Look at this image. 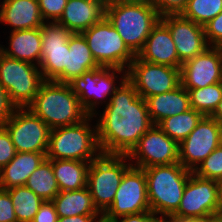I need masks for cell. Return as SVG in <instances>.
<instances>
[{"instance_id": "f6af8a7d", "label": "cell", "mask_w": 222, "mask_h": 222, "mask_svg": "<svg viewBox=\"0 0 222 222\" xmlns=\"http://www.w3.org/2000/svg\"><path fill=\"white\" fill-rule=\"evenodd\" d=\"M203 222H222V211L219 214L204 218Z\"/></svg>"}, {"instance_id": "277c9868", "label": "cell", "mask_w": 222, "mask_h": 222, "mask_svg": "<svg viewBox=\"0 0 222 222\" xmlns=\"http://www.w3.org/2000/svg\"><path fill=\"white\" fill-rule=\"evenodd\" d=\"M92 119L93 116H87L80 123L51 129L46 159L86 162L96 159L101 151L97 141V125L93 127L89 123Z\"/></svg>"}, {"instance_id": "bcb514c9", "label": "cell", "mask_w": 222, "mask_h": 222, "mask_svg": "<svg viewBox=\"0 0 222 222\" xmlns=\"http://www.w3.org/2000/svg\"><path fill=\"white\" fill-rule=\"evenodd\" d=\"M86 1L97 3L98 5H101L104 9H106L108 5L111 3L110 0H86Z\"/></svg>"}, {"instance_id": "ac0fdd59", "label": "cell", "mask_w": 222, "mask_h": 222, "mask_svg": "<svg viewBox=\"0 0 222 222\" xmlns=\"http://www.w3.org/2000/svg\"><path fill=\"white\" fill-rule=\"evenodd\" d=\"M160 20L169 28L182 63L203 53L209 47L205 38L204 26L181 14L163 15Z\"/></svg>"}, {"instance_id": "484cf974", "label": "cell", "mask_w": 222, "mask_h": 222, "mask_svg": "<svg viewBox=\"0 0 222 222\" xmlns=\"http://www.w3.org/2000/svg\"><path fill=\"white\" fill-rule=\"evenodd\" d=\"M52 202L58 217L102 215L95 207L88 187L80 190L61 191Z\"/></svg>"}, {"instance_id": "ffe728a7", "label": "cell", "mask_w": 222, "mask_h": 222, "mask_svg": "<svg viewBox=\"0 0 222 222\" xmlns=\"http://www.w3.org/2000/svg\"><path fill=\"white\" fill-rule=\"evenodd\" d=\"M0 22L16 31L40 28L45 21L38 0H3L0 5Z\"/></svg>"}, {"instance_id": "8fae6325", "label": "cell", "mask_w": 222, "mask_h": 222, "mask_svg": "<svg viewBox=\"0 0 222 222\" xmlns=\"http://www.w3.org/2000/svg\"><path fill=\"white\" fill-rule=\"evenodd\" d=\"M127 79L144 100L172 91L181 84L180 68L150 63L137 56L127 69Z\"/></svg>"}, {"instance_id": "f1b7e54d", "label": "cell", "mask_w": 222, "mask_h": 222, "mask_svg": "<svg viewBox=\"0 0 222 222\" xmlns=\"http://www.w3.org/2000/svg\"><path fill=\"white\" fill-rule=\"evenodd\" d=\"M25 186L44 201H52L60 192L54 176L52 163L48 159H45L32 175L29 176Z\"/></svg>"}, {"instance_id": "8992f818", "label": "cell", "mask_w": 222, "mask_h": 222, "mask_svg": "<svg viewBox=\"0 0 222 222\" xmlns=\"http://www.w3.org/2000/svg\"><path fill=\"white\" fill-rule=\"evenodd\" d=\"M127 155L100 154L90 162L87 187L97 210L103 215L112 205L124 173L132 166Z\"/></svg>"}, {"instance_id": "7a4b0ae2", "label": "cell", "mask_w": 222, "mask_h": 222, "mask_svg": "<svg viewBox=\"0 0 222 222\" xmlns=\"http://www.w3.org/2000/svg\"><path fill=\"white\" fill-rule=\"evenodd\" d=\"M50 129L73 125L88 115L69 83L45 80L34 100L26 107Z\"/></svg>"}, {"instance_id": "2e32d148", "label": "cell", "mask_w": 222, "mask_h": 222, "mask_svg": "<svg viewBox=\"0 0 222 222\" xmlns=\"http://www.w3.org/2000/svg\"><path fill=\"white\" fill-rule=\"evenodd\" d=\"M71 34L72 32L57 22L43 23L39 69L44 80H54L67 66V42Z\"/></svg>"}, {"instance_id": "5b68a950", "label": "cell", "mask_w": 222, "mask_h": 222, "mask_svg": "<svg viewBox=\"0 0 222 222\" xmlns=\"http://www.w3.org/2000/svg\"><path fill=\"white\" fill-rule=\"evenodd\" d=\"M105 17L135 55L143 48L152 28L161 18L153 5L117 1H112L105 9Z\"/></svg>"}, {"instance_id": "d6986e66", "label": "cell", "mask_w": 222, "mask_h": 222, "mask_svg": "<svg viewBox=\"0 0 222 222\" xmlns=\"http://www.w3.org/2000/svg\"><path fill=\"white\" fill-rule=\"evenodd\" d=\"M136 56L143 61L175 68H181L182 65L171 32L161 20L152 28Z\"/></svg>"}, {"instance_id": "d590c367", "label": "cell", "mask_w": 222, "mask_h": 222, "mask_svg": "<svg viewBox=\"0 0 222 222\" xmlns=\"http://www.w3.org/2000/svg\"><path fill=\"white\" fill-rule=\"evenodd\" d=\"M10 134L4 126L0 127V170L16 155Z\"/></svg>"}, {"instance_id": "6da1fadb", "label": "cell", "mask_w": 222, "mask_h": 222, "mask_svg": "<svg viewBox=\"0 0 222 222\" xmlns=\"http://www.w3.org/2000/svg\"><path fill=\"white\" fill-rule=\"evenodd\" d=\"M121 78L96 123L102 154L127 155L153 126L145 100L138 95L127 75Z\"/></svg>"}, {"instance_id": "7402d4cb", "label": "cell", "mask_w": 222, "mask_h": 222, "mask_svg": "<svg viewBox=\"0 0 222 222\" xmlns=\"http://www.w3.org/2000/svg\"><path fill=\"white\" fill-rule=\"evenodd\" d=\"M105 17V9L86 0H68L57 21L72 33H82Z\"/></svg>"}, {"instance_id": "8d00e7d4", "label": "cell", "mask_w": 222, "mask_h": 222, "mask_svg": "<svg viewBox=\"0 0 222 222\" xmlns=\"http://www.w3.org/2000/svg\"><path fill=\"white\" fill-rule=\"evenodd\" d=\"M188 0H153L152 5L160 16L181 14L186 8Z\"/></svg>"}, {"instance_id": "d4e9b609", "label": "cell", "mask_w": 222, "mask_h": 222, "mask_svg": "<svg viewBox=\"0 0 222 222\" xmlns=\"http://www.w3.org/2000/svg\"><path fill=\"white\" fill-rule=\"evenodd\" d=\"M47 153L17 152L0 170V188L9 190L24 186L29 176L44 162Z\"/></svg>"}, {"instance_id": "f546056e", "label": "cell", "mask_w": 222, "mask_h": 222, "mask_svg": "<svg viewBox=\"0 0 222 222\" xmlns=\"http://www.w3.org/2000/svg\"><path fill=\"white\" fill-rule=\"evenodd\" d=\"M7 191L11 196L17 221L32 222L44 200L25 185L14 187Z\"/></svg>"}, {"instance_id": "f907efd6", "label": "cell", "mask_w": 222, "mask_h": 222, "mask_svg": "<svg viewBox=\"0 0 222 222\" xmlns=\"http://www.w3.org/2000/svg\"><path fill=\"white\" fill-rule=\"evenodd\" d=\"M219 129H220V141L222 145V122H219Z\"/></svg>"}, {"instance_id": "9c48e42d", "label": "cell", "mask_w": 222, "mask_h": 222, "mask_svg": "<svg viewBox=\"0 0 222 222\" xmlns=\"http://www.w3.org/2000/svg\"><path fill=\"white\" fill-rule=\"evenodd\" d=\"M221 211L220 182L203 179L192 173L186 183L180 205L170 218L204 219Z\"/></svg>"}, {"instance_id": "4fadbf2b", "label": "cell", "mask_w": 222, "mask_h": 222, "mask_svg": "<svg viewBox=\"0 0 222 222\" xmlns=\"http://www.w3.org/2000/svg\"><path fill=\"white\" fill-rule=\"evenodd\" d=\"M4 127L16 152L47 153L51 129L28 108H16Z\"/></svg>"}, {"instance_id": "4dcf8cb0", "label": "cell", "mask_w": 222, "mask_h": 222, "mask_svg": "<svg viewBox=\"0 0 222 222\" xmlns=\"http://www.w3.org/2000/svg\"><path fill=\"white\" fill-rule=\"evenodd\" d=\"M186 90L189 93L191 108L203 116H211L222 100V82L203 88Z\"/></svg>"}, {"instance_id": "603a6c76", "label": "cell", "mask_w": 222, "mask_h": 222, "mask_svg": "<svg viewBox=\"0 0 222 222\" xmlns=\"http://www.w3.org/2000/svg\"><path fill=\"white\" fill-rule=\"evenodd\" d=\"M8 44V48L1 46L2 54L39 66L42 53L41 27L12 31Z\"/></svg>"}, {"instance_id": "44dd1931", "label": "cell", "mask_w": 222, "mask_h": 222, "mask_svg": "<svg viewBox=\"0 0 222 222\" xmlns=\"http://www.w3.org/2000/svg\"><path fill=\"white\" fill-rule=\"evenodd\" d=\"M99 67L82 33H72L67 42V66L53 80L69 83L84 72Z\"/></svg>"}, {"instance_id": "9a60e30c", "label": "cell", "mask_w": 222, "mask_h": 222, "mask_svg": "<svg viewBox=\"0 0 222 222\" xmlns=\"http://www.w3.org/2000/svg\"><path fill=\"white\" fill-rule=\"evenodd\" d=\"M220 145L219 122L211 116H203L179 143V163L193 172Z\"/></svg>"}, {"instance_id": "7dc6e473", "label": "cell", "mask_w": 222, "mask_h": 222, "mask_svg": "<svg viewBox=\"0 0 222 222\" xmlns=\"http://www.w3.org/2000/svg\"><path fill=\"white\" fill-rule=\"evenodd\" d=\"M156 222H176V220L168 217H160Z\"/></svg>"}, {"instance_id": "74e56055", "label": "cell", "mask_w": 222, "mask_h": 222, "mask_svg": "<svg viewBox=\"0 0 222 222\" xmlns=\"http://www.w3.org/2000/svg\"><path fill=\"white\" fill-rule=\"evenodd\" d=\"M0 222H18L14 205L7 190L0 188Z\"/></svg>"}, {"instance_id": "1f68e13d", "label": "cell", "mask_w": 222, "mask_h": 222, "mask_svg": "<svg viewBox=\"0 0 222 222\" xmlns=\"http://www.w3.org/2000/svg\"><path fill=\"white\" fill-rule=\"evenodd\" d=\"M222 11V0H188L181 15L204 26Z\"/></svg>"}, {"instance_id": "4316f807", "label": "cell", "mask_w": 222, "mask_h": 222, "mask_svg": "<svg viewBox=\"0 0 222 222\" xmlns=\"http://www.w3.org/2000/svg\"><path fill=\"white\" fill-rule=\"evenodd\" d=\"M59 191L80 190L87 187L90 162L78 160H49Z\"/></svg>"}, {"instance_id": "836d02e7", "label": "cell", "mask_w": 222, "mask_h": 222, "mask_svg": "<svg viewBox=\"0 0 222 222\" xmlns=\"http://www.w3.org/2000/svg\"><path fill=\"white\" fill-rule=\"evenodd\" d=\"M68 0H38L42 18L45 22H57ZM51 19V20H50Z\"/></svg>"}, {"instance_id": "e0dca14e", "label": "cell", "mask_w": 222, "mask_h": 222, "mask_svg": "<svg viewBox=\"0 0 222 222\" xmlns=\"http://www.w3.org/2000/svg\"><path fill=\"white\" fill-rule=\"evenodd\" d=\"M180 79L185 89L222 82V47L209 46L203 53L182 63Z\"/></svg>"}, {"instance_id": "ab89813d", "label": "cell", "mask_w": 222, "mask_h": 222, "mask_svg": "<svg viewBox=\"0 0 222 222\" xmlns=\"http://www.w3.org/2000/svg\"><path fill=\"white\" fill-rule=\"evenodd\" d=\"M58 218L54 203L52 201H44L32 222H57Z\"/></svg>"}, {"instance_id": "ba28073f", "label": "cell", "mask_w": 222, "mask_h": 222, "mask_svg": "<svg viewBox=\"0 0 222 222\" xmlns=\"http://www.w3.org/2000/svg\"><path fill=\"white\" fill-rule=\"evenodd\" d=\"M39 66L0 53V84L17 108H26L45 81Z\"/></svg>"}, {"instance_id": "cb8c5ba5", "label": "cell", "mask_w": 222, "mask_h": 222, "mask_svg": "<svg viewBox=\"0 0 222 222\" xmlns=\"http://www.w3.org/2000/svg\"><path fill=\"white\" fill-rule=\"evenodd\" d=\"M145 102L153 125L191 109L189 93L181 84L172 91L150 96Z\"/></svg>"}, {"instance_id": "7c38bea8", "label": "cell", "mask_w": 222, "mask_h": 222, "mask_svg": "<svg viewBox=\"0 0 222 222\" xmlns=\"http://www.w3.org/2000/svg\"><path fill=\"white\" fill-rule=\"evenodd\" d=\"M151 211L148 202L145 172L131 166L123 176L112 205L102 215L109 221L120 217Z\"/></svg>"}, {"instance_id": "52a82bcc", "label": "cell", "mask_w": 222, "mask_h": 222, "mask_svg": "<svg viewBox=\"0 0 222 222\" xmlns=\"http://www.w3.org/2000/svg\"><path fill=\"white\" fill-rule=\"evenodd\" d=\"M82 34L95 61L101 67L127 70L135 59L136 55L124 43L106 17L83 31Z\"/></svg>"}, {"instance_id": "83f0119b", "label": "cell", "mask_w": 222, "mask_h": 222, "mask_svg": "<svg viewBox=\"0 0 222 222\" xmlns=\"http://www.w3.org/2000/svg\"><path fill=\"white\" fill-rule=\"evenodd\" d=\"M203 115L193 108L160 121L157 126L178 144L195 129Z\"/></svg>"}, {"instance_id": "5bb4252c", "label": "cell", "mask_w": 222, "mask_h": 222, "mask_svg": "<svg viewBox=\"0 0 222 222\" xmlns=\"http://www.w3.org/2000/svg\"><path fill=\"white\" fill-rule=\"evenodd\" d=\"M133 167L147 168L152 166L179 163V144L169 138L157 125H153L127 154Z\"/></svg>"}, {"instance_id": "60d3db41", "label": "cell", "mask_w": 222, "mask_h": 222, "mask_svg": "<svg viewBox=\"0 0 222 222\" xmlns=\"http://www.w3.org/2000/svg\"><path fill=\"white\" fill-rule=\"evenodd\" d=\"M120 218L119 220L116 219L112 222H156L160 216L154 214L152 211H146L138 214L126 215Z\"/></svg>"}, {"instance_id": "ee69618b", "label": "cell", "mask_w": 222, "mask_h": 222, "mask_svg": "<svg viewBox=\"0 0 222 222\" xmlns=\"http://www.w3.org/2000/svg\"><path fill=\"white\" fill-rule=\"evenodd\" d=\"M211 117L216 119L218 122H222V100L218 103V106Z\"/></svg>"}, {"instance_id": "30bf717a", "label": "cell", "mask_w": 222, "mask_h": 222, "mask_svg": "<svg viewBox=\"0 0 222 222\" xmlns=\"http://www.w3.org/2000/svg\"><path fill=\"white\" fill-rule=\"evenodd\" d=\"M116 73L127 75V70L99 66L84 72L69 82L72 91L78 96L80 104L88 116H95L96 118L98 114L95 110L96 107L103 102L106 105L109 103V99L119 87V85H115V80L118 79Z\"/></svg>"}, {"instance_id": "816d5d0a", "label": "cell", "mask_w": 222, "mask_h": 222, "mask_svg": "<svg viewBox=\"0 0 222 222\" xmlns=\"http://www.w3.org/2000/svg\"><path fill=\"white\" fill-rule=\"evenodd\" d=\"M220 194H221V209H222V183H220Z\"/></svg>"}, {"instance_id": "b9f144b4", "label": "cell", "mask_w": 222, "mask_h": 222, "mask_svg": "<svg viewBox=\"0 0 222 222\" xmlns=\"http://www.w3.org/2000/svg\"><path fill=\"white\" fill-rule=\"evenodd\" d=\"M102 215H75L69 217H59L57 222H95Z\"/></svg>"}, {"instance_id": "f35d334b", "label": "cell", "mask_w": 222, "mask_h": 222, "mask_svg": "<svg viewBox=\"0 0 222 222\" xmlns=\"http://www.w3.org/2000/svg\"><path fill=\"white\" fill-rule=\"evenodd\" d=\"M16 108L17 107L10 101L8 92L0 84V127L6 124Z\"/></svg>"}, {"instance_id": "3957f363", "label": "cell", "mask_w": 222, "mask_h": 222, "mask_svg": "<svg viewBox=\"0 0 222 222\" xmlns=\"http://www.w3.org/2000/svg\"><path fill=\"white\" fill-rule=\"evenodd\" d=\"M150 210L170 218L178 209L188 178L193 173L180 163L143 169Z\"/></svg>"}, {"instance_id": "d6a6232c", "label": "cell", "mask_w": 222, "mask_h": 222, "mask_svg": "<svg viewBox=\"0 0 222 222\" xmlns=\"http://www.w3.org/2000/svg\"><path fill=\"white\" fill-rule=\"evenodd\" d=\"M193 173L203 179L222 182V145L218 146Z\"/></svg>"}, {"instance_id": "681fc988", "label": "cell", "mask_w": 222, "mask_h": 222, "mask_svg": "<svg viewBox=\"0 0 222 222\" xmlns=\"http://www.w3.org/2000/svg\"><path fill=\"white\" fill-rule=\"evenodd\" d=\"M95 222H111V221L105 219V218L102 216V217L98 218Z\"/></svg>"}, {"instance_id": "c3c4849f", "label": "cell", "mask_w": 222, "mask_h": 222, "mask_svg": "<svg viewBox=\"0 0 222 222\" xmlns=\"http://www.w3.org/2000/svg\"><path fill=\"white\" fill-rule=\"evenodd\" d=\"M176 222H203V219L176 220Z\"/></svg>"}, {"instance_id": "7bdbcfd3", "label": "cell", "mask_w": 222, "mask_h": 222, "mask_svg": "<svg viewBox=\"0 0 222 222\" xmlns=\"http://www.w3.org/2000/svg\"><path fill=\"white\" fill-rule=\"evenodd\" d=\"M117 2L126 4H142V5H152L153 0H115Z\"/></svg>"}, {"instance_id": "e575fe53", "label": "cell", "mask_w": 222, "mask_h": 222, "mask_svg": "<svg viewBox=\"0 0 222 222\" xmlns=\"http://www.w3.org/2000/svg\"><path fill=\"white\" fill-rule=\"evenodd\" d=\"M204 31L209 46L222 47V11L204 25Z\"/></svg>"}]
</instances>
